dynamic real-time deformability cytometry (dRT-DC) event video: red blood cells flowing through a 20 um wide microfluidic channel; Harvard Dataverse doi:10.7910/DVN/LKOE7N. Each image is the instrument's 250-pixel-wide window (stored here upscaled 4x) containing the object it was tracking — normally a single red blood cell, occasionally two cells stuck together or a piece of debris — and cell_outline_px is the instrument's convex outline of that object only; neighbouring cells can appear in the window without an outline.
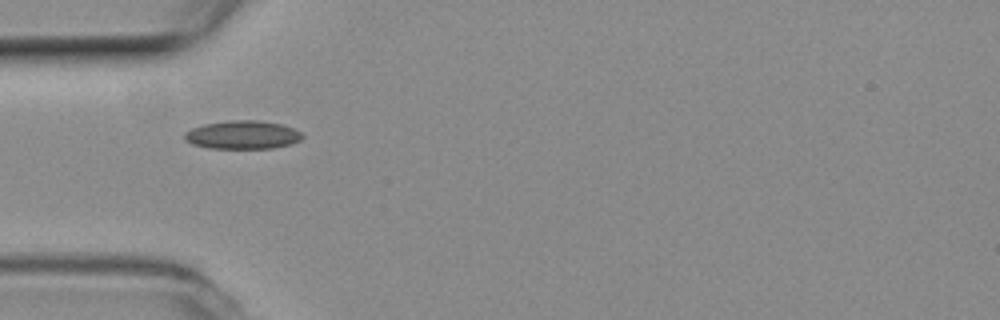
{"species": "common noctule bat (a hibernating species)", "species_latin": "Nyctalus noctula", "temperature_condition": "room temperature", "stored_images_in_passage": 39, "camera_frame_rate_fps": 3000, "um_per_image_px": 0.085, "animal": {"sex": "female", "body_mass_g": 19.3, "forearm_length_mm": 54.1}, "frame": {"image": 1, "passage_image": 1, "time_ms": 0.0, "image_size_px": [1000, 320], "cell_outline_px": [[304, 136], [300, 140], [292, 144], [272, 148], [208, 148], [192, 144], [184, 140], [184, 132], [192, 128], [204, 124], [228, 120], [256, 120], [280, 124], [292, 128], [300, 132]], "centroid_in_image_um": [20.59, 11.46], "position_along_channel_um": 64.4, "area_um2": 19.48}}
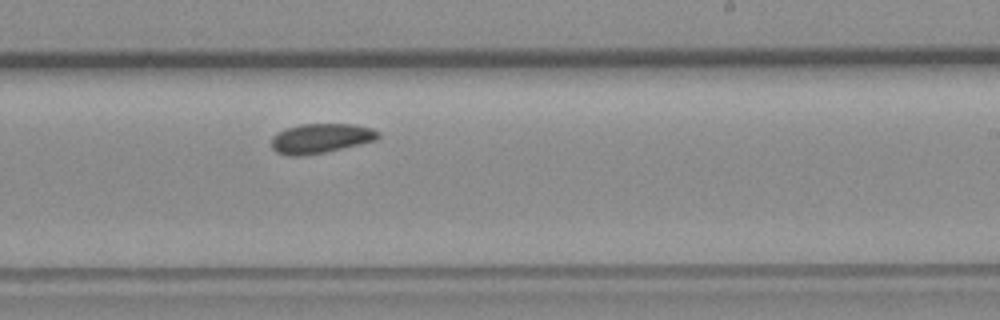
{"frame": {"image": 2, "passage_image": 17, "time_ms": 5.333, "image_size_px": [1000, 320], "cell_outline_px": [[380, 136], [376, 140], [360, 144], [324, 152], [300, 156], [292, 156], [276, 152], [272, 148], [272, 136], [276, 132], [284, 128], [300, 124], [352, 124], [372, 128], [380, 132]], "centroid_in_image_um": [27.24, 11.75], "position_along_channel_um": 261.8, "area_um2": 18.5}}
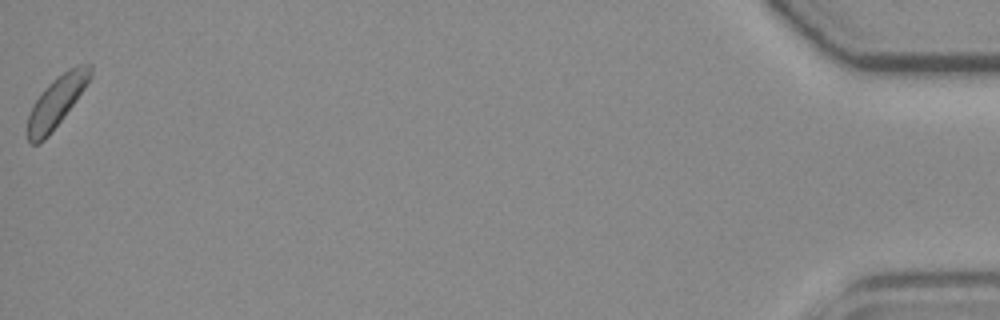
{"frame": {"image": 3, "passage_image": 39, "time_ms": 12.667, "image_size_px": [1000, 320], "cell_outline_px": [[92, 76], [84, 88], [48, 136], [40, 144], [28, 144], [28, 116], [36, 100], [44, 88], [52, 80], [68, 68], [76, 64], [92, 64]], "centroid_in_image_um": [4.8, 8.61], "position_along_channel_um": 430.4, "area_um2": 18.15}, "authors_computed_cell_mechanics": {"area_um2": 18.4382, "velocity_mm_per_s": 3.7233, "shape_relaxation_time_tau1_ms": 0.5507, "shape_relaxation_time_tau2_ms": null, "deformation_change_tau1": 0.055, "deformation_change_tau2": null}}